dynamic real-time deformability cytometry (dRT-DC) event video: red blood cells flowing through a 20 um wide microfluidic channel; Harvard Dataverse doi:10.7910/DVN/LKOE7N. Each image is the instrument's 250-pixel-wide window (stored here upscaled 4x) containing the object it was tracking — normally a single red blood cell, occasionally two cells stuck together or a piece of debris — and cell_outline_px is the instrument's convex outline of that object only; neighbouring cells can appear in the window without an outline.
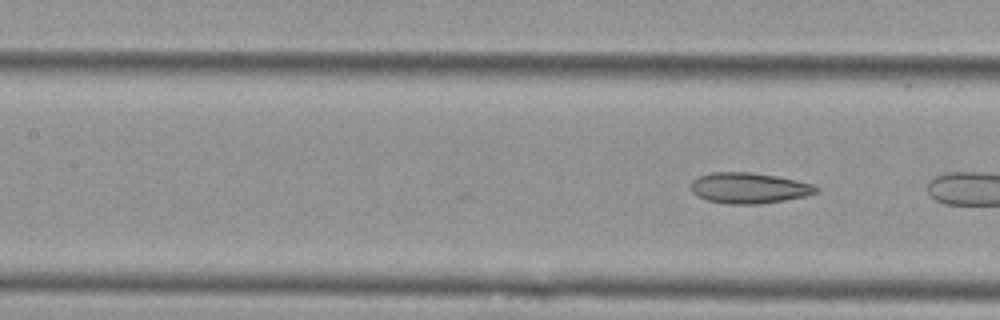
{"species": "Egyptian fruit bat (a non-hibernating species)", "species_latin": "Rousettus aegyptiacus", "temperature_condition": "cold", "stored_images_in_passage": 10, "camera_frame_rate_fps": 3000, "um_per_image_px": 0.085, "animal": {"sex": "female"}, "frame": {"image": 1, "passage_image": 10, "time_ms": 3.0, "image_size_px": [1000, 320], "cell_outline_px": [[820, 188], [816, 192], [804, 196], [784, 200], [760, 204], [728, 204], [708, 200], [696, 196], [692, 192], [692, 180], [700, 176], [712, 172], [752, 172], [776, 176], [796, 180], [812, 184]], "centroid_in_image_um": [63.65, 15.98], "position_along_channel_um": 143.8, "area_um2": 22.31}}